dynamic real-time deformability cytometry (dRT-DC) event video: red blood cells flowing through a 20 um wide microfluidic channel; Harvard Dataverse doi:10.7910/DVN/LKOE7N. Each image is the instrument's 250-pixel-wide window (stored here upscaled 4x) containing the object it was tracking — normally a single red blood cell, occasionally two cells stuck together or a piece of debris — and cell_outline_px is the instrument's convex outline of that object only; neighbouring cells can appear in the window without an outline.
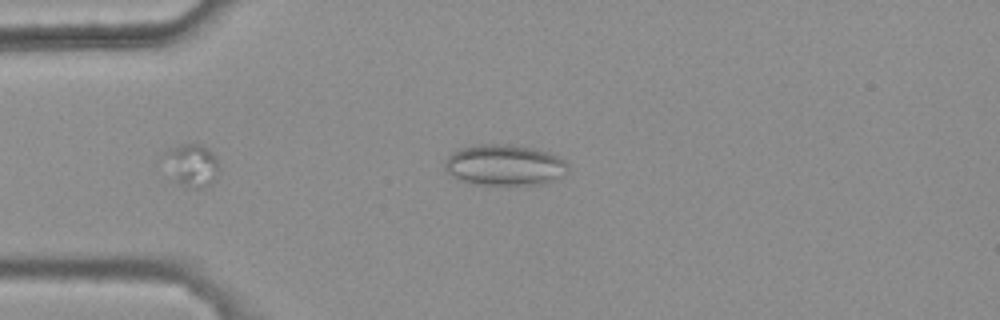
{"species": "common noctule bat (a hibernating species)", "species_latin": "Nyctalus noctula", "temperature_condition": "warm", "stored_images_in_passage": 33, "camera_frame_rate_fps": 3000, "um_per_image_px": 0.085, "animal": {"sex": "female", "body_mass_g": 25.1}, "frame": {"image": 1, "passage_image": 1, "time_ms": 0.0, "image_size_px": [1000, 320], "cell_outline_px": [[572, 168], [568, 172], [544, 184], [468, 184], [452, 176], [444, 168], [444, 160], [452, 152], [460, 148], [480, 144], [504, 144], [532, 148], [548, 152], [564, 160]], "centroid_in_image_um": [42.87, 14.03], "position_along_channel_um": 42.1, "area_um2": 29.42}}